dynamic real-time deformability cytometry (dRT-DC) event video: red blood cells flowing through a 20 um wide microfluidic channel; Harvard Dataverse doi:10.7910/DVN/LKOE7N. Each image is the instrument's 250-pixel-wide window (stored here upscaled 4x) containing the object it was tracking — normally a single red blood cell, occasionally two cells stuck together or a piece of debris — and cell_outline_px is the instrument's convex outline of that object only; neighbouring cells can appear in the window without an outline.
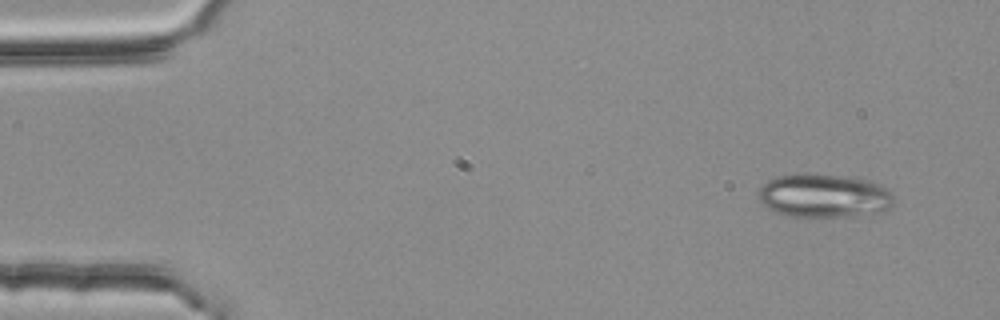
{"species": "common noctule bat (a hibernating species)", "species_latin": "Nyctalus noctula", "temperature_condition": "room temperature", "stored_images_in_passage": 51, "camera_frame_rate_fps": 3000, "um_per_image_px": 0.085, "animal": {"sex": "female", "body_mass_g": 25.1}, "frame": {"image": 1, "passage_image": 1, "time_ms": 0.0, "image_size_px": [1000, 320], "cell_outline_px": [[892, 208], [884, 212], [848, 216], [784, 216], [768, 208], [756, 196], [756, 192], [768, 180], [776, 176], [804, 172], [848, 176], [872, 180], [888, 188], [892, 192]], "centroid_in_image_um": [70.05, 16.61], "position_along_channel_um": 14.9, "area_um2": 35.14}}
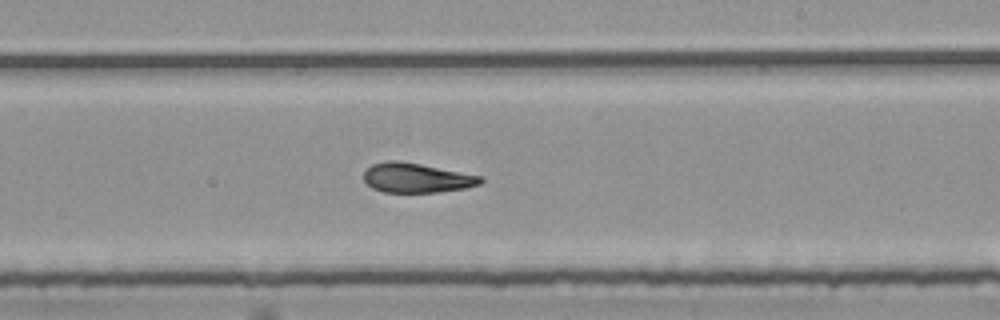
{"frame": {"image": 2, "passage_image": 29, "time_ms": 9.333, "image_size_px": [1000, 320], "cell_outline_px": [[484, 180], [480, 184], [464, 188], [436, 192], [384, 192], [372, 188], [364, 180], [364, 172], [372, 164], [388, 160], [396, 160], [420, 164], [484, 176]], "centroid_in_image_um": [35.42, 15.11], "position_along_channel_um": 253.6, "area_um2": 20.06}}
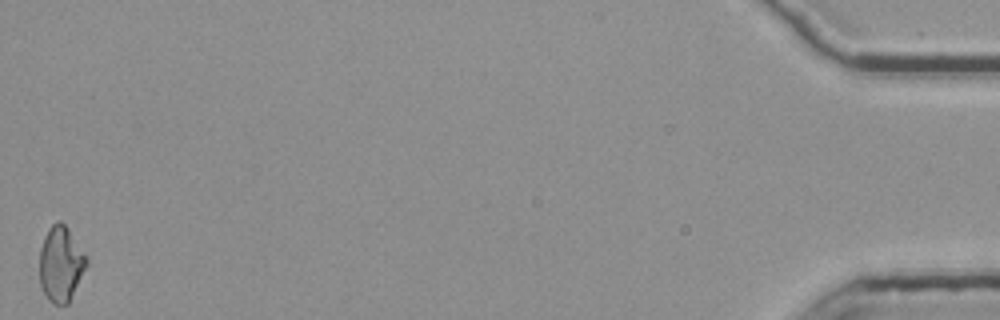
{"frame": {"image": 3, "passage_image": 51, "time_ms": 16.667, "image_size_px": [1000, 320], "cell_outline_px": [[88, 264], [68, 304], [56, 304], [48, 300], [40, 284], [40, 248], [44, 236], [48, 228], [56, 220], [60, 220], [64, 224], [88, 256]], "centroid_in_image_um": [5.18, 22.41], "position_along_channel_um": 430.0, "area_um2": 20.69}, "authors_computed_cell_mechanics": {"area_um2": 20.7502, "velocity_mm_per_s": 3.7627, "shape_relaxation_time_tau1_ms": null, "shape_relaxation_time_tau2_ms": 2.2762, "deformation_change_tau1": null, "deformation_change_tau2": 0.0855}}